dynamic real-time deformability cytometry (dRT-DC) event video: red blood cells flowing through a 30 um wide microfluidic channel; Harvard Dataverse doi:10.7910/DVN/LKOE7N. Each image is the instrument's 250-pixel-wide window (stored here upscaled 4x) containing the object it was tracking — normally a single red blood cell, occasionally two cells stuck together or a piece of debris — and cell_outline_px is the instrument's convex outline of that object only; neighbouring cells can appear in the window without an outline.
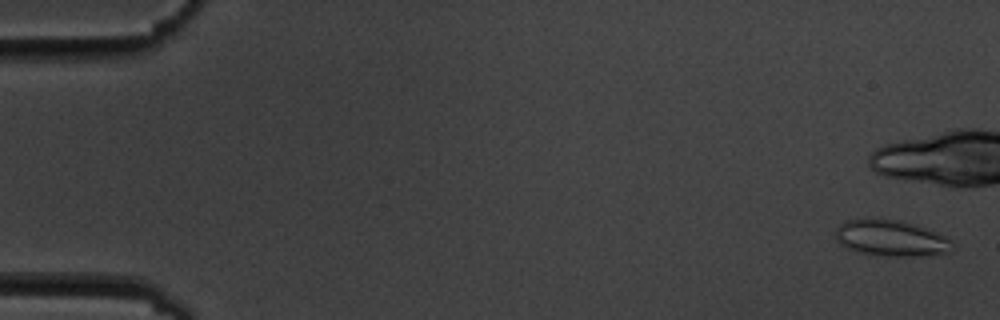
{"species": "common noctule bat (a hibernating species)", "species_latin": "Nyctalus noctula", "temperature_condition": "cold", "stored_images_in_passage": 5, "camera_frame_rate_fps": 3000, "um_per_image_px": 0.085, "animal": {"sex": "male", "body_mass_g": 19.5, "forearm_length_mm": 54.6}, "frame": {"image": 1, "passage_image": 1, "time_ms": 0.0, "image_size_px": [1000, 320], "cell_outline_px": [[956, 244], [948, 252], [928, 256], [888, 256], [860, 252], [844, 248], [836, 240], [836, 228], [844, 220], [872, 216], [896, 220], [916, 224], [944, 236], [952, 240]], "centroid_in_image_um": [75.71, 20.22], "position_along_channel_um": 9.3, "area_um2": 25.2}}